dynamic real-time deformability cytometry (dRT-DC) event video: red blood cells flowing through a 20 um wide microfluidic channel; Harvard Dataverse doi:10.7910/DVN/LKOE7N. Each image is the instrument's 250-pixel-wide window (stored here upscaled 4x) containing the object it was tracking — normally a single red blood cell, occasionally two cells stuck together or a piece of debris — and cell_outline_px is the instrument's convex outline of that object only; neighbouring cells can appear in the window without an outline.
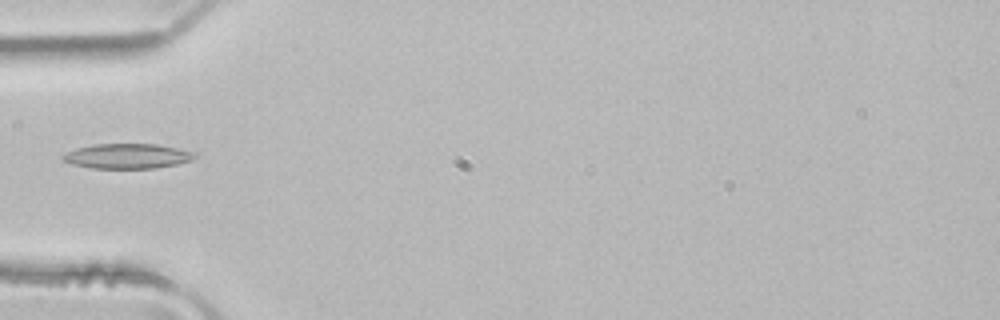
{"species": "common noctule bat (a hibernating species)", "species_latin": "Nyctalus noctula", "temperature_condition": "room temperature", "stored_images_in_passage": 1, "camera_frame_rate_fps": 3000, "um_per_image_px": 0.085, "animal": {"sex": "male", "body_mass_g": 21.5, "forearm_length_mm": 52.0}, "frame": {"image": 1, "passage_image": 1, "time_ms": 0.0, "image_size_px": [1000, 320], "cell_outline_px": [[196, 156], [192, 160], [176, 164], [156, 168], [88, 168], [72, 164], [64, 160], [60, 156], [64, 152], [76, 148], [92, 144], [156, 144], [196, 152]], "centroid_in_image_um": [10.79, 13.26], "position_along_channel_um": 74.2, "area_um2": 19.25}}